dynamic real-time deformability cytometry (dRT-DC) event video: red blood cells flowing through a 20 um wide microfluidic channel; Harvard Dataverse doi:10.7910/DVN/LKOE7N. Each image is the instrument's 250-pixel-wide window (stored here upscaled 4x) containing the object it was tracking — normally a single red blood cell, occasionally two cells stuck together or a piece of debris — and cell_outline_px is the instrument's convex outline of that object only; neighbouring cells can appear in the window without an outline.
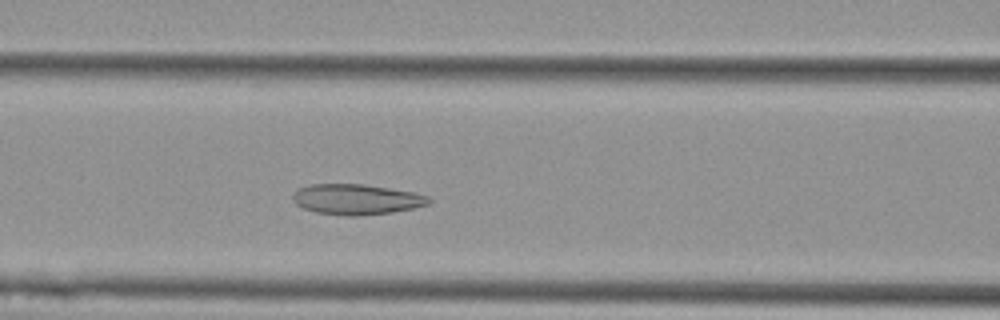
{"species": "Egyptian fruit bat (a non-hibernating species)", "species_latin": "Rousettus aegyptiacus", "temperature_condition": "cold", "stored_images_in_passage": 37, "camera_frame_rate_fps": 3000, "um_per_image_px": 0.085, "animal": {"sex": "female"}, "frame": {"image": 1, "passage_image": 6, "time_ms": 1.667, "image_size_px": [1000, 320], "cell_outline_px": [[432, 200], [428, 204], [412, 208], [392, 212], [356, 216], [344, 216], [316, 212], [304, 208], [296, 204], [292, 200], [292, 196], [300, 188], [312, 184], [364, 184], [412, 192], [428, 196]], "centroid_in_image_um": [30.29, 16.95], "position_along_channel_um": 136.3, "area_um2": 23.93}}
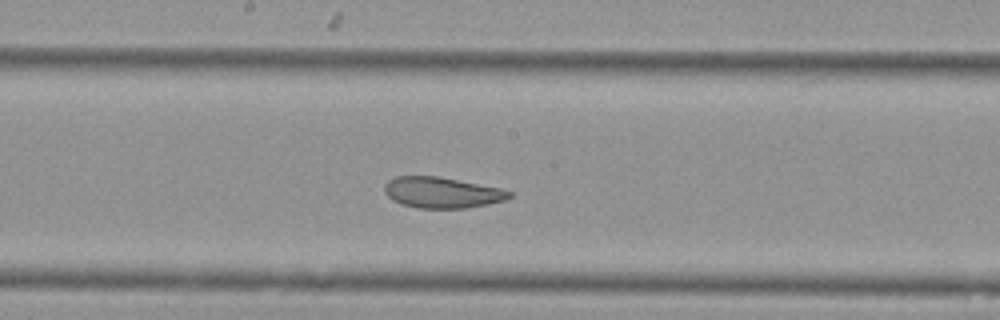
{"frame": {"image": 2, "passage_image": 12, "time_ms": 3.667, "image_size_px": [1000, 320], "cell_outline_px": [[512, 196], [504, 200], [488, 204], [464, 208], [416, 208], [400, 204], [392, 200], [384, 192], [384, 184], [388, 180], [396, 176], [440, 176], [500, 188], [512, 192]], "centroid_in_image_um": [37.53, 16.36], "position_along_channel_um": 210.7, "area_um2": 22.6}}
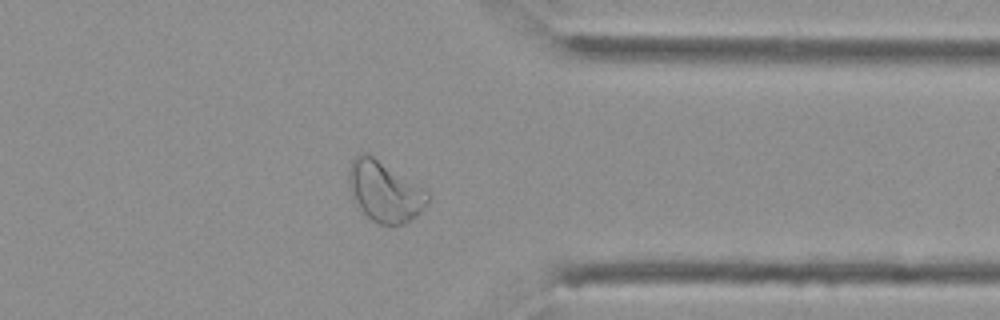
{"frame": {"image": 3, "passage_image": 26, "time_ms": 8.333, "image_size_px": [1000, 320], "cell_outline_px": [[432, 196], [424, 208], [416, 216], [400, 224], [380, 224], [372, 220], [364, 212], [356, 200], [348, 184], [348, 168], [352, 160], [360, 152], [368, 152], [428, 192]], "centroid_in_image_um": [32.69, 16.24], "position_along_channel_um": 378.7, "area_um2": 27.34}}